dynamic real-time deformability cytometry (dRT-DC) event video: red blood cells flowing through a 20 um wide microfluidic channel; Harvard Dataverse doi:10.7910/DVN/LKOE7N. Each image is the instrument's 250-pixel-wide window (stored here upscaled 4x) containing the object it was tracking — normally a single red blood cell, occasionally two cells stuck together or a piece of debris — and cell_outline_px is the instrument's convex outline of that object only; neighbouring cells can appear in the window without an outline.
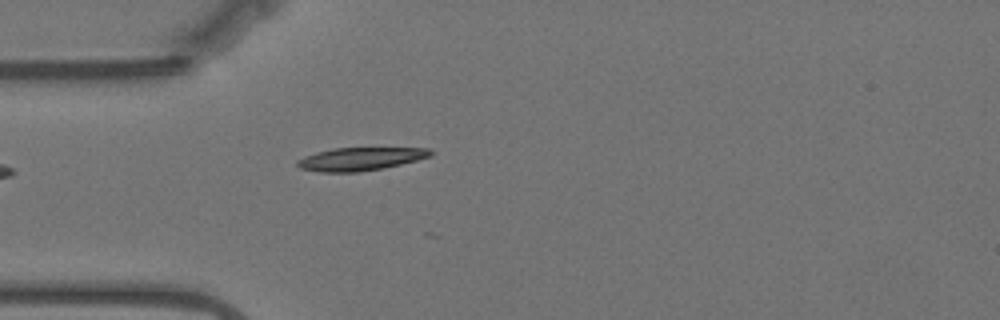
{"species": "Egyptian fruit bat (a non-hibernating species)", "species_latin": "Rousettus aegyptiacus", "temperature_condition": "warm", "stored_images_in_passage": 31, "camera_frame_rate_fps": 3000, "um_per_image_px": 0.085, "animal": {"sex": "female"}, "frame": {"image": 1, "passage_image": 1, "time_ms": 0.0, "image_size_px": [1000, 320], "cell_outline_px": [[432, 156], [400, 164], [380, 168], [356, 172], [320, 172], [300, 168], [296, 164], [296, 160], [304, 156], [316, 152], [332, 148], [428, 148], [432, 152]], "centroid_in_image_um": [30.58, 13.5], "position_along_channel_um": 54.4, "area_um2": 17.74}}
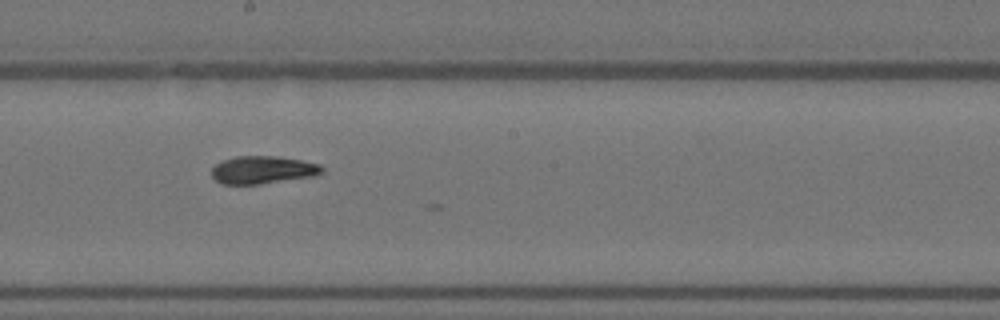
{"frame": {"image": 2, "passage_image": 16, "time_ms": 5.0, "image_size_px": [1000, 320], "cell_outline_px": [[324, 172], [312, 176], [260, 184], [220, 184], [212, 176], [212, 168], [216, 164], [224, 160], [236, 156], [276, 156], [300, 160], [320, 164], [324, 168]], "centroid_in_image_um": [22.33, 14.44], "position_along_channel_um": 225.9, "area_um2": 17.74}}
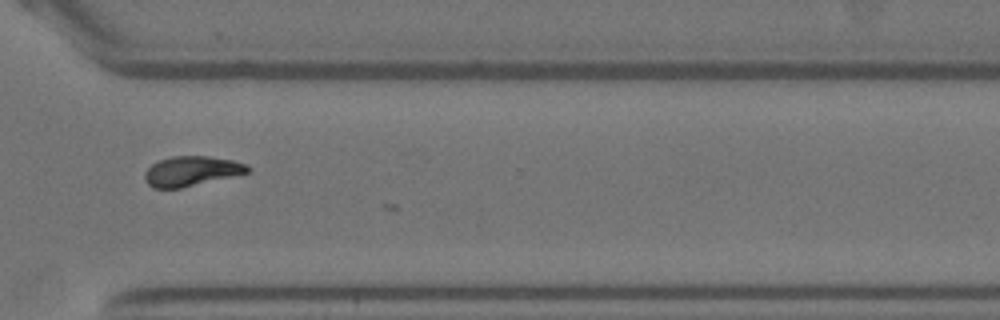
{"frame": {"image": 3, "passage_image": 27, "time_ms": 8.667, "image_size_px": [1000, 320], "cell_outline_px": [[252, 168], [248, 172], [180, 188], [152, 188], [144, 180], [144, 172], [152, 164], [160, 160], [172, 156], [208, 156], [232, 160], [248, 164]], "centroid_in_image_um": [16.25, 14.54], "position_along_channel_um": 354.3, "area_um2": 17.74}, "authors_computed_cell_mechanics": {"area_um2": 18.207, "velocity_mm_per_s": 3.5118, "shape_relaxation_time_tau1_ms": 5.1624, "shape_relaxation_time_tau2_ms": 4.4925, "deformation_change_tau1": 0.1858, "deformation_change_tau2": 0.0747}}